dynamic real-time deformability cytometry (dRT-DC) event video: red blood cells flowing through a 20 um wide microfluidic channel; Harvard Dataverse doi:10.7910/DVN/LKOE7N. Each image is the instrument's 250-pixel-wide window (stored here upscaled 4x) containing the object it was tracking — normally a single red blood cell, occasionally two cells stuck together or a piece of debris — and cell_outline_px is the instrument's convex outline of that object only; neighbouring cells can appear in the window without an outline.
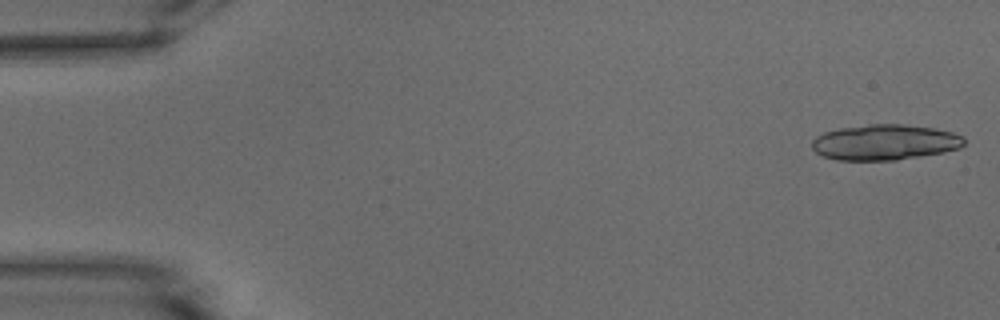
{"species": "common noctule bat (a hibernating species)", "species_latin": "Nyctalus noctula", "temperature_condition": "warm", "stored_images_in_passage": 11, "camera_frame_rate_fps": 3000, "um_per_image_px": 0.085, "animal": {"sex": "male", "body_mass_g": 15.6}, "frame": {"image": 1, "passage_image": 1, "time_ms": 0.0, "image_size_px": [1000, 320], "cell_outline_px": [[964, 144], [960, 148], [944, 152], [896, 160], [836, 160], [824, 156], [816, 152], [812, 148], [812, 140], [816, 136], [824, 132], [840, 128], [868, 124], [904, 124], [932, 128], [952, 132], [964, 136]], "centroid_in_image_um": [75.2, 12.09], "position_along_channel_um": 9.8, "area_um2": 31.56}}